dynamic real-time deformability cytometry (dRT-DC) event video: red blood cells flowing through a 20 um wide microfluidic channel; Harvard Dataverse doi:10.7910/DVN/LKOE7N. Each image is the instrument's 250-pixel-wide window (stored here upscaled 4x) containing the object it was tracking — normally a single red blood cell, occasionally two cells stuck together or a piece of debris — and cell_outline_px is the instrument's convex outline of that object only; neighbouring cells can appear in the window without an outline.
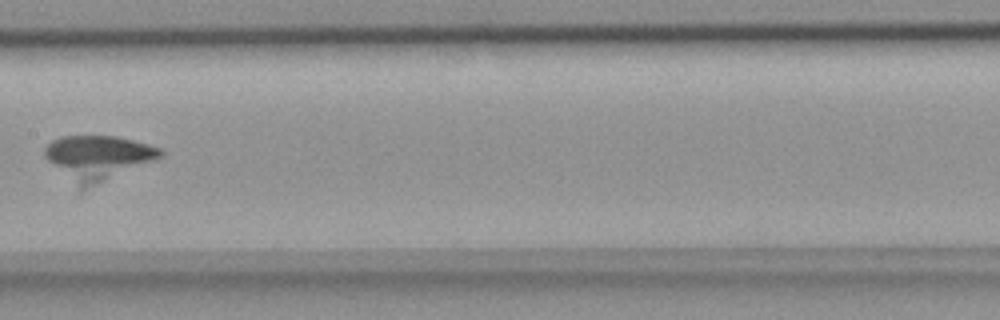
{"species": "common noctule bat (a hibernating species)", "species_latin": "Nyctalus noctula", "temperature_condition": "room temperature", "stored_images_in_passage": 7, "camera_frame_rate_fps": 3000, "um_per_image_px": 0.085, "animal": {"sex": "female", "body_mass_g": 18.4}, "frame": {"image": 1, "passage_image": 7, "time_ms": 2.0, "image_size_px": [1000, 320], "cell_outline_px": [[164, 156], [156, 160], [80, 192], [44, 156], [44, 148], [52, 140], [60, 136], [116, 136], [164, 148]], "centroid_in_image_um": [8.34, 13.42], "position_along_channel_um": 199.1, "area_um2": 30.46}}